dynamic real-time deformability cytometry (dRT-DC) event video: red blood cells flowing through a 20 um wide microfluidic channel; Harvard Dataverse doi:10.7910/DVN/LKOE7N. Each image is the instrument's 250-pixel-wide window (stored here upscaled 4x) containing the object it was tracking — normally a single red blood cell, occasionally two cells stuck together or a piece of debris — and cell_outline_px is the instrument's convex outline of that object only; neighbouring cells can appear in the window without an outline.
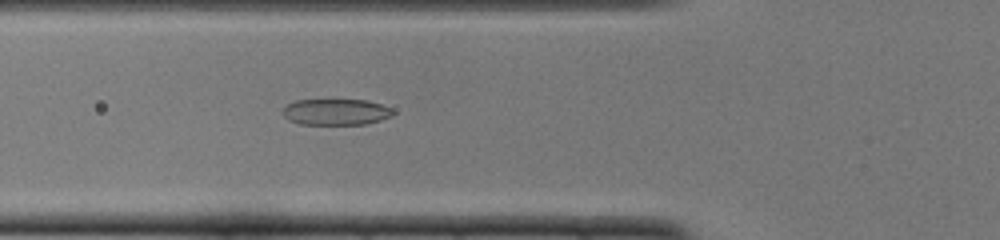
{"species": "common noctule bat (a hibernating species)", "species_latin": "Nyctalus noctula", "temperature_condition": "cold", "stored_images_in_passage": 47, "camera_frame_rate_fps": 3000, "um_per_image_px": 0.085, "animal": {"sex": "female", "body_mass_g": 22.0, "forearm_length_mm": 56.7}, "frame": {"image": 1, "passage_image": 17, "time_ms": 5.333, "image_size_px": [1000, 240], "cell_outline_px": [[396, 112], [392, 116], [380, 120], [364, 124], [300, 124], [288, 120], [280, 112], [288, 104], [296, 100], [368, 100], [392, 108]], "centroid_in_image_um": [28.56, 9.51], "position_along_channel_um": 97.2, "area_um2": 16.88}}
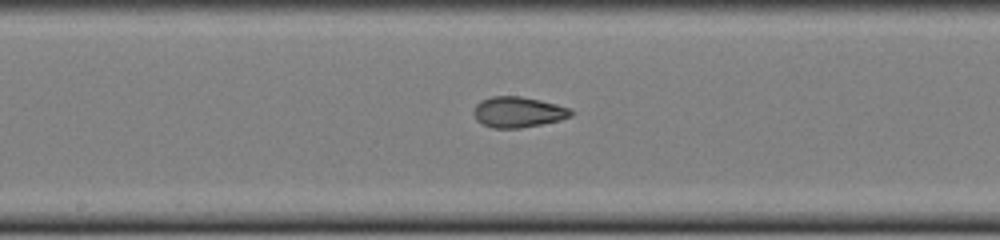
{"frame": {"image": 2, "passage_image": 25, "time_ms": 8.0, "image_size_px": [1000, 240], "cell_outline_px": [[572, 116], [560, 120], [520, 128], [492, 128], [476, 120], [472, 112], [476, 104], [480, 100], [492, 96], [520, 96], [540, 100], [572, 108]], "centroid_in_image_um": [44.02, 9.52], "position_along_channel_um": 204.2, "area_um2": 17.46}}
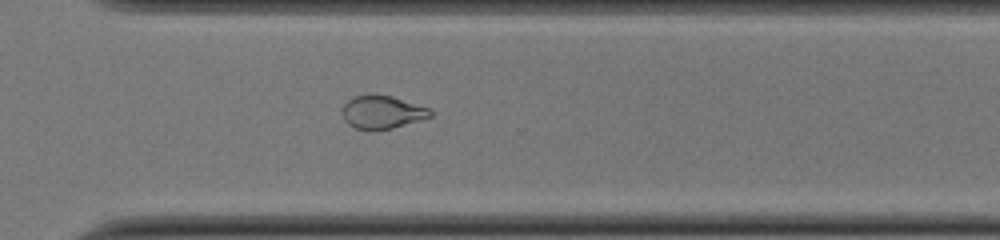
{"frame": {"image": 3, "passage_image": 35, "time_ms": 11.333, "image_size_px": [1000, 240], "cell_outline_px": [[432, 116], [420, 120], [392, 128], [376, 132], [368, 132], [356, 128], [348, 124], [344, 120], [344, 104], [352, 96], [368, 92], [392, 96], [432, 108]], "centroid_in_image_um": [32.48, 9.52], "position_along_channel_um": 338.1, "area_um2": 17.63}, "authors_computed_cell_mechanics": {"area_um2": 18.0336, "velocity_mm_per_s": 4.0132, "shape_relaxation_time_tau1_ms": 8.18, "shape_relaxation_time_tau2_ms": 1.9581, "deformation_change_tau1": 0.2465, "deformation_change_tau2": 0.0819}}